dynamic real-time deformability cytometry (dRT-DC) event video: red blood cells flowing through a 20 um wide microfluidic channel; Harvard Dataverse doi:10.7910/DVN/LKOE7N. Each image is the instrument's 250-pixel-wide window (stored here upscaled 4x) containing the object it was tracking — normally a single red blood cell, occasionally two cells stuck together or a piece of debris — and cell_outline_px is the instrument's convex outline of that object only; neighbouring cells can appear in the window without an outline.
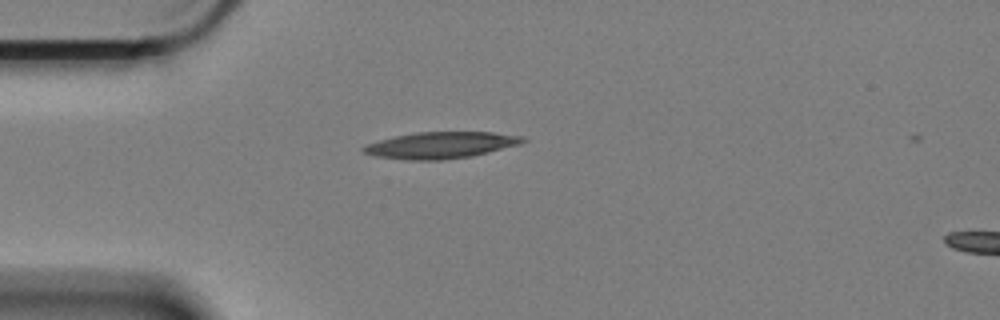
{"species": "Egyptian fruit bat (a non-hibernating species)", "species_latin": "Rousettus aegyptiacus", "temperature_condition": "cold", "stored_images_in_passage": 46, "camera_frame_rate_fps": 3000, "um_per_image_px": 0.085, "animal": {"sex": "female"}, "frame": {"image": 1, "passage_image": 1, "time_ms": 0.0, "image_size_px": [1000, 320], "cell_outline_px": [[528, 140], [520, 144], [472, 156], [440, 160], [404, 160], [376, 156], [364, 152], [360, 148], [364, 144], [396, 136], [416, 132], [492, 132], [524, 136]], "centroid_in_image_um": [37.46, 12.34], "position_along_channel_um": 47.5, "area_um2": 24.62}}
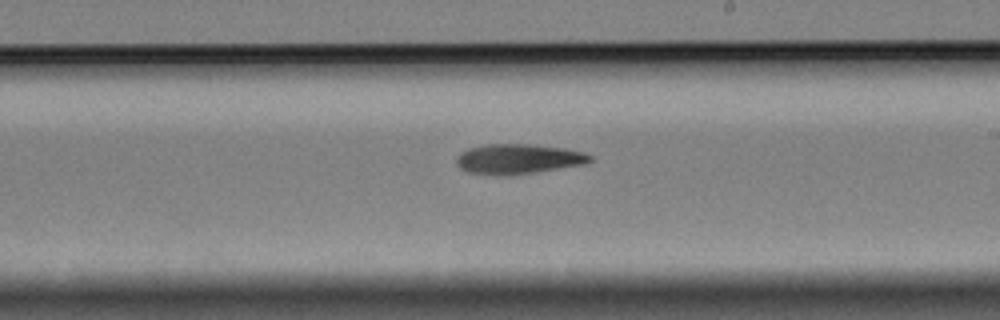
{"frame": {"image": 2, "passage_image": 20, "time_ms": 6.333, "image_size_px": [1000, 320], "cell_outline_px": [[592, 160], [584, 164], [532, 172], [468, 172], [460, 168], [456, 164], [456, 156], [460, 152], [468, 148], [488, 144], [528, 144], [564, 148], [584, 152], [592, 156]], "centroid_in_image_um": [44.06, 13.45], "position_along_channel_um": 244.9, "area_um2": 22.25}}
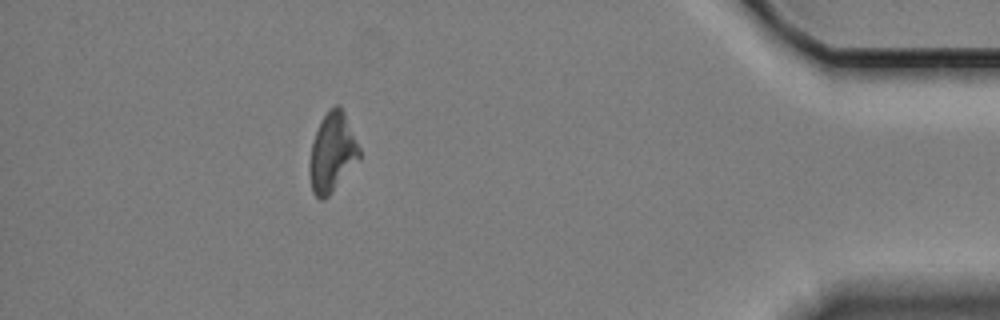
{"frame": {"image": 3, "passage_image": 39, "time_ms": 12.667, "image_size_px": [1000, 320], "cell_outline_px": [[360, 160], [328, 196], [324, 200], [320, 200], [312, 192], [308, 172], [308, 164], [312, 140], [320, 120], [328, 108], [336, 104], [340, 104], [344, 112], [360, 148]], "centroid_in_image_um": [28.22, 12.95], "position_along_channel_um": 407.0, "area_um2": 23.47}, "authors_computed_cell_mechanics": {"area_um2": 22.8888, "velocity_mm_per_s": 3.3245, "shape_relaxation_time_tau1_ms": 5.3749, "shape_relaxation_time_tau2_ms": null, "deformation_change_tau1": 0.1509, "deformation_change_tau2": null}}